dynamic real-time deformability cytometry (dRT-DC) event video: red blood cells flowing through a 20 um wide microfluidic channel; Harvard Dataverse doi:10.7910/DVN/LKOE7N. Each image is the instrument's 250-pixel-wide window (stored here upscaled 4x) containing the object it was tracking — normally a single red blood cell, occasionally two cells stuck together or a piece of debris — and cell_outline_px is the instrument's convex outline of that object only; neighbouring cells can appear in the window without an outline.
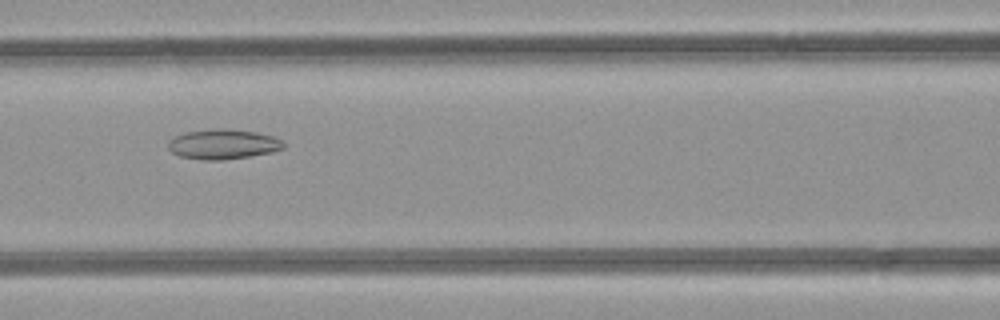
{"species": "common noctule bat (a hibernating species)", "species_latin": "Nyctalus noctula", "temperature_condition": "room temperature", "stored_images_in_passage": 31, "camera_frame_rate_fps": 3000, "um_per_image_px": 0.085, "animal": {"sex": "female", "body_mass_g": 21.9}, "frame": {"image": 1, "passage_image": 6, "time_ms": 1.667, "image_size_px": [1000, 320], "cell_outline_px": [[284, 148], [272, 152], [248, 156], [220, 160], [204, 160], [180, 156], [172, 152], [168, 148], [168, 140], [184, 132], [220, 128], [224, 128], [256, 132], [272, 136], [284, 140]], "centroid_in_image_um": [18.96, 12.25], "position_along_channel_um": 147.6, "area_um2": 20.06}}
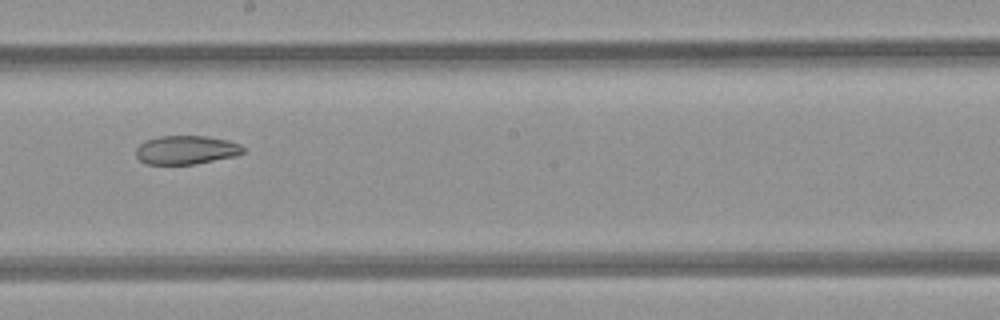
{"frame": {"image": 2, "passage_image": 12, "time_ms": 3.667, "image_size_px": [1000, 320], "cell_outline_px": [[244, 152], [236, 156], [196, 164], [148, 164], [140, 160], [136, 156], [136, 148], [144, 140], [160, 136], [204, 136], [228, 140], [240, 144], [244, 148]], "centroid_in_image_um": [15.83, 12.74], "position_along_channel_um": 232.4, "area_um2": 17.98}}
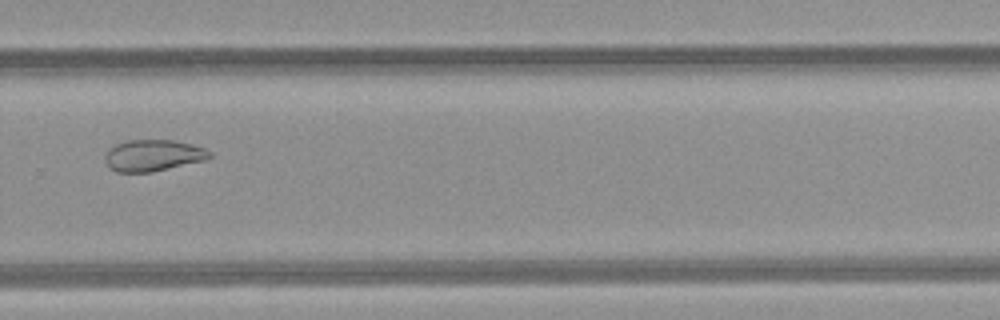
{"frame": {"image": 3, "passage_image": 18, "time_ms": 5.667, "image_size_px": [1000, 320], "cell_outline_px": [[212, 156], [208, 160], [152, 172], [116, 172], [108, 168], [104, 160], [104, 156], [108, 148], [116, 144], [128, 140], [176, 140], [192, 144], [204, 148], [212, 152]], "centroid_in_image_um": [13.02, 13.22], "position_along_channel_um": 316.8, "area_um2": 19.59}}